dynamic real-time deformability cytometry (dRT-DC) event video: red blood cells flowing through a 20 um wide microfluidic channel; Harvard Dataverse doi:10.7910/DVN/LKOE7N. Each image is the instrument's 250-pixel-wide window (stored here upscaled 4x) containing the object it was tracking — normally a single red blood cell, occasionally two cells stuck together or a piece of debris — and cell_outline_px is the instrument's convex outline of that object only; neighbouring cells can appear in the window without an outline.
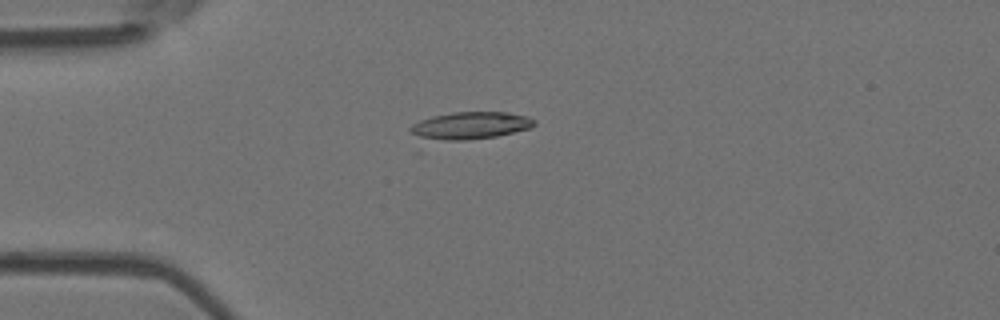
{"species": "Egyptian fruit bat (a non-hibernating species)", "species_latin": "Rousettus aegyptiacus", "temperature_condition": "room temperature", "stored_images_in_passage": 41, "camera_frame_rate_fps": 3000, "um_per_image_px": 0.085, "animal": {"sex": "female"}, "frame": {"image": 1, "passage_image": 1, "time_ms": 0.0, "image_size_px": [1000, 320], "cell_outline_px": [[536, 124], [528, 128], [496, 136], [464, 140], [424, 140], [412, 132], [408, 128], [412, 124], [420, 120], [432, 116], [452, 112], [508, 112], [528, 116], [536, 120]], "centroid_in_image_um": [39.95, 10.66], "position_along_channel_um": 45.1, "area_um2": 19.71}}
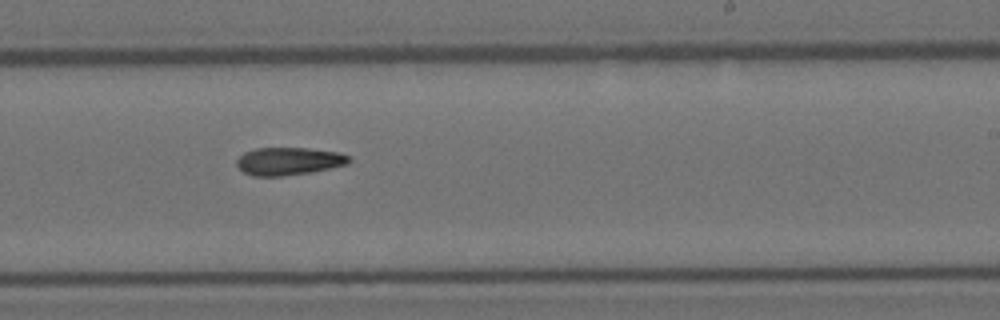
{"frame": {"image": 2, "passage_image": 20, "time_ms": 6.333, "image_size_px": [1000, 320], "cell_outline_px": [[352, 160], [348, 164], [308, 172], [280, 176], [252, 176], [244, 172], [236, 164], [236, 160], [244, 152], [256, 148], [308, 148], [340, 152], [348, 156]], "centroid_in_image_um": [24.53, 13.69], "position_along_channel_um": 264.5, "area_um2": 18.03}}
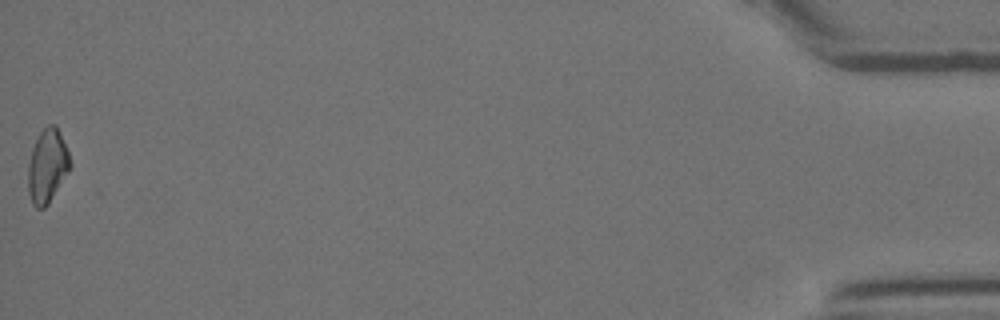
{"frame": {"image": 3, "passage_image": 41, "time_ms": 13.333, "image_size_px": [1000, 320], "cell_outline_px": [[72, 164], [68, 172], [48, 204], [44, 208], [36, 208], [32, 204], [28, 192], [28, 164], [32, 148], [40, 132], [48, 124], [56, 124], [68, 152]], "centroid_in_image_um": [4.01, 14.11], "position_along_channel_um": 431.2, "area_um2": 17.98}}